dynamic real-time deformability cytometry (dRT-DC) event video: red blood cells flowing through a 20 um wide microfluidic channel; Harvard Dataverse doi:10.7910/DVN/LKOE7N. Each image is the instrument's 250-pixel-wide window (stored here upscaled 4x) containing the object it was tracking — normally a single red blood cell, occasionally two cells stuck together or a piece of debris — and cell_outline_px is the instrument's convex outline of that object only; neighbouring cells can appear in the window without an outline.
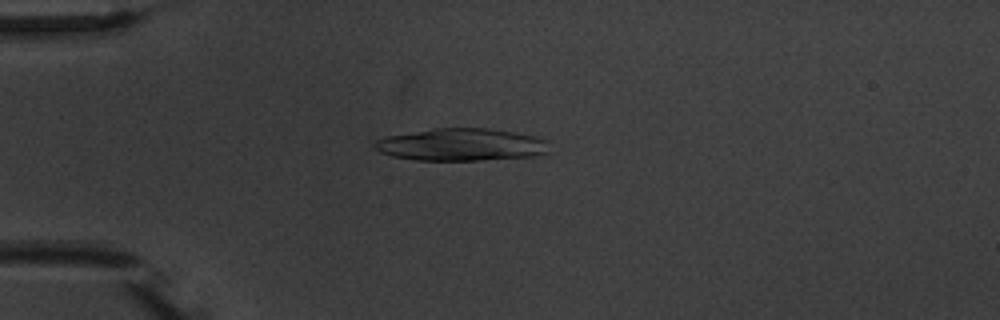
{"species": "common noctule bat (a hibernating species)", "species_latin": "Nyctalus noctula", "temperature_condition": "warm", "stored_images_in_passage": 3, "camera_frame_rate_fps": 3000, "um_per_image_px": 0.085, "animal": {"sex": "male", "body_mass_g": 20.1, "forearm_length_mm": 53.5}, "frame": {"image": 1, "passage_image": 1, "time_ms": 0.0, "image_size_px": [1000, 320], "cell_outline_px": [[548, 152], [532, 156], [480, 160], [416, 160], [392, 156], [380, 152], [372, 148], [372, 144], [376, 140], [388, 136], [436, 128], [488, 128], [512, 132], [532, 136], [548, 140]], "centroid_in_image_um": [39.17, 12.3], "position_along_channel_um": 45.8, "area_um2": 32.77}}